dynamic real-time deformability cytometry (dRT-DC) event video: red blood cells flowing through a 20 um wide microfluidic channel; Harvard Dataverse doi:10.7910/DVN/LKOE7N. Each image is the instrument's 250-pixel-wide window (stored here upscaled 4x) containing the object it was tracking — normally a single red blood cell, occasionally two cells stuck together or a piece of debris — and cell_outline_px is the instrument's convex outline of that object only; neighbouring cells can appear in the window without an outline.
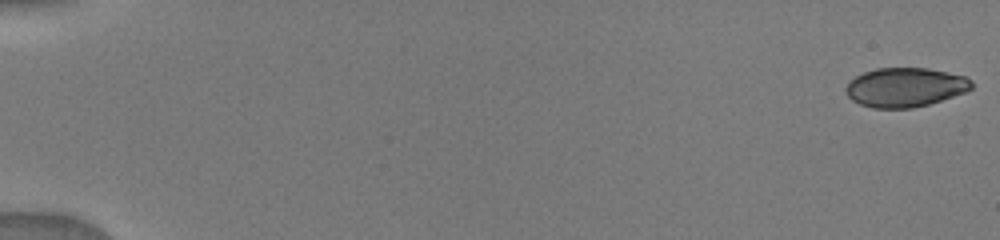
{"species": "human", "species_latin": "Homo sapiens", "temperature_condition": "warm", "stored_images_in_passage": 47, "camera_frame_rate_fps": 3000, "um_per_image_px": 0.085, "donor": {"sex": "male"}, "frame": {"image": 1, "passage_image": 1, "time_ms": 0.0, "image_size_px": [1000, 240], "cell_outline_px": [[972, 88], [964, 92], [928, 104], [912, 108], [872, 108], [860, 104], [852, 100], [848, 96], [844, 88], [848, 80], [864, 72], [876, 68], [928, 68], [948, 72], [964, 76], [972, 80]], "centroid_in_image_um": [76.9, 7.41], "position_along_channel_um": 8.1, "area_um2": 28.73}}
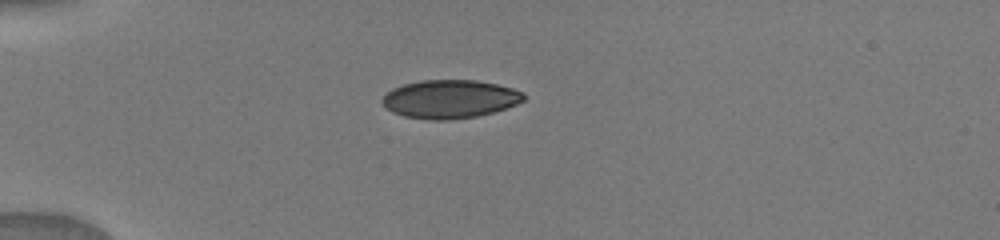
{"frame": {"image": 2, "passage_image": 31, "time_ms": 4.667, "image_size_px": [1000, 240], "cell_outline_px": [[524, 100], [516, 104], [492, 112], [476, 116], [448, 120], [432, 120], [404, 116], [392, 112], [380, 100], [392, 88], [404, 84], [420, 80], [476, 80], [496, 84], [512, 88], [520, 92], [524, 96]], "centroid_in_image_um": [38.21, 8.41], "position_along_channel_um": 46.8, "area_um2": 31.33}}
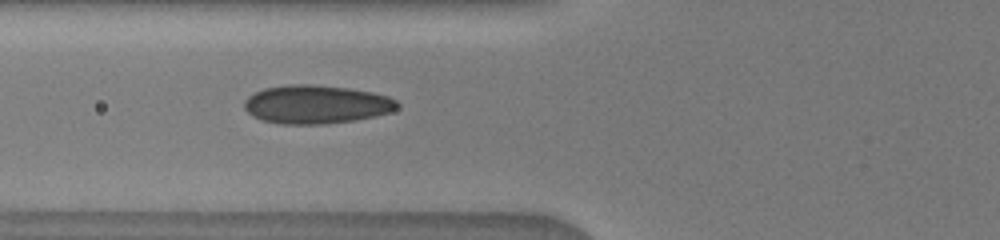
{"frame": {"image": 3, "passage_image": 46, "time_ms": 6.667, "image_size_px": [1000, 240], "cell_outline_px": [[400, 108], [376, 116], [356, 120], [324, 124], [280, 124], [260, 120], [252, 116], [244, 108], [244, 100], [248, 96], [264, 88], [288, 84], [312, 84], [348, 88], [372, 92], [388, 96], [396, 100], [400, 104]], "centroid_in_image_um": [26.88, 8.87], "position_along_channel_um": 98.9, "area_um2": 34.62}}